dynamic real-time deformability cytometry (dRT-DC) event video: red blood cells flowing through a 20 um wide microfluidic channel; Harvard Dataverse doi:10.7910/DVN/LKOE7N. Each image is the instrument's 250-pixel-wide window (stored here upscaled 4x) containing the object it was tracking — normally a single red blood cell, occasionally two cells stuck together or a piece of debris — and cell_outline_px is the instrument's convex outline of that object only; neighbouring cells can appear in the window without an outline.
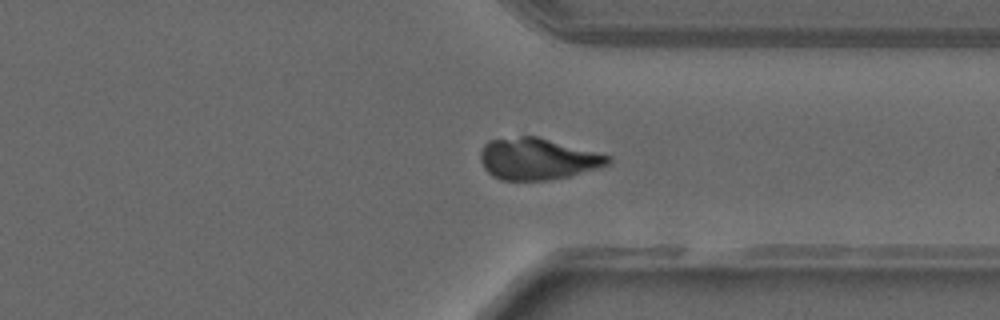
{"species": "common noctule bat (a hibernating species)", "species_latin": "Nyctalus noctula", "temperature_condition": "warm", "stored_images_in_passage": 31, "camera_frame_rate_fps": 3000, "um_per_image_px": 0.085, "animal": {"sex": "male", "forearm_length_mm": 52.5}, "frame": {"image": 1, "passage_image": 25, "time_ms": 8.0, "image_size_px": [1000, 320], "cell_outline_px": [[612, 160], [608, 164], [600, 168], [568, 176], [548, 180], [500, 180], [492, 176], [484, 168], [480, 160], [480, 152], [484, 144], [488, 140], [520, 136], [536, 136], [612, 156]], "centroid_in_image_um": [45.68, 13.51], "position_along_channel_um": 365.7, "area_um2": 30.98}}
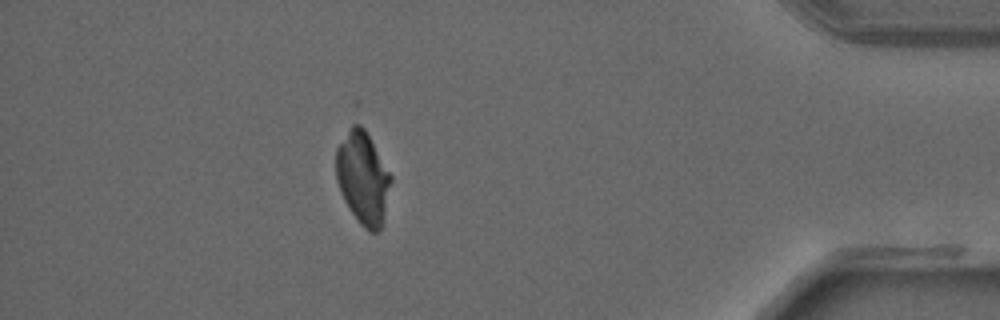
{"frame": {"image": 2, "passage_image": 30, "time_ms": 9.667, "image_size_px": [1000, 320], "cell_outline_px": [[392, 180], [380, 228], [376, 232], [368, 232], [360, 224], [348, 208], [340, 192], [336, 180], [336, 148], [352, 124], [360, 124], [364, 128], [392, 176]], "centroid_in_image_um": [30.82, 15.12], "position_along_channel_um": 404.4, "area_um2": 29.3}}